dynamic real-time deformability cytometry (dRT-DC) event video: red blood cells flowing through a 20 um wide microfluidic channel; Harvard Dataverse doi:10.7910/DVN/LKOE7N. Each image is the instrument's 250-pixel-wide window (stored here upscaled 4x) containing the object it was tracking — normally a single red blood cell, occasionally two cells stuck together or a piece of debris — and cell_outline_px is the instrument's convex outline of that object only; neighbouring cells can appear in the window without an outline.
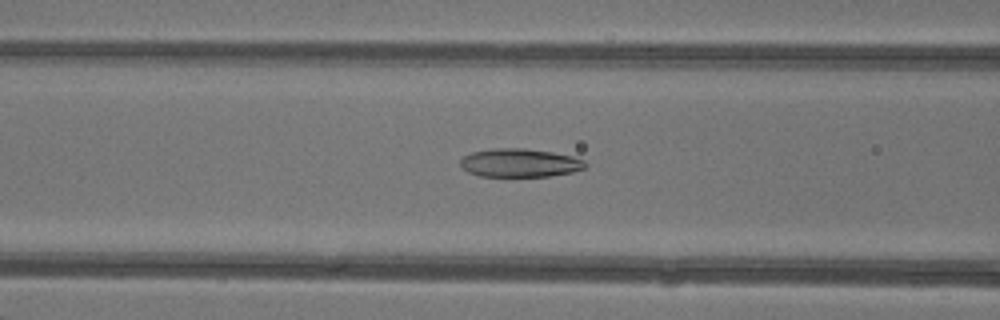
{"species": "common noctule bat (a hibernating species)", "species_latin": "Nyctalus noctula", "temperature_condition": "warm", "stored_images_in_passage": 37, "camera_frame_rate_fps": 3000, "um_per_image_px": 0.085, "animal": {"sex": "female"}, "frame": {"image": 1, "passage_image": 16, "time_ms": 5.0, "image_size_px": [1000, 320], "cell_outline_px": [[588, 164], [584, 168], [572, 172], [548, 176], [480, 176], [468, 172], [460, 164], [460, 160], [464, 156], [472, 152], [492, 148], [524, 148], [552, 152], [572, 156], [584, 160]], "centroid_in_image_um": [44.18, 13.84], "position_along_channel_um": 122.4, "area_um2": 20.63}}
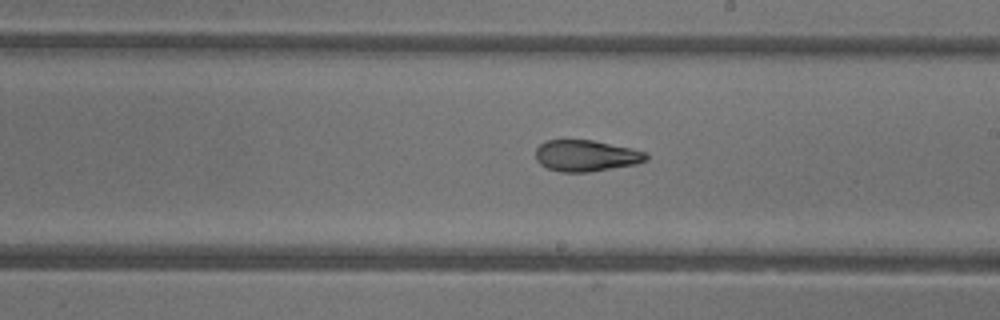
{"frame": {"image": 2, "passage_image": 24, "time_ms": 7.667, "image_size_px": [1000, 320], "cell_outline_px": [[648, 160], [636, 164], [588, 172], [560, 172], [548, 168], [540, 164], [536, 160], [536, 148], [544, 140], [592, 140], [632, 148], [648, 152]], "centroid_in_image_um": [49.83, 13.23], "position_along_channel_um": 239.2, "area_um2": 20.29}}
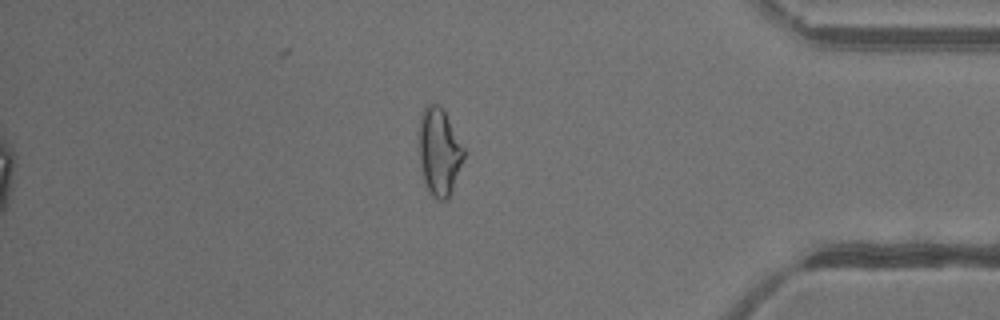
{"frame": {"image": 3, "passage_image": 37, "time_ms": 12.0, "image_size_px": [1000, 320], "cell_outline_px": [[464, 156], [448, 200], [436, 200], [428, 192], [424, 184], [420, 168], [420, 116], [424, 108], [428, 104], [440, 104], [464, 148]], "centroid_in_image_um": [37.31, 12.94], "position_along_channel_um": 397.9, "area_um2": 22.6}, "authors_computed_cell_mechanics": {"area_um2": 21.964, "velocity_mm_per_s": 4.372, "shape_relaxation_time_tau1_ms": null, "shape_relaxation_time_tau2_ms": 1.7377, "deformation_change_tau1": null, "deformation_change_tau2": 0.0824}}